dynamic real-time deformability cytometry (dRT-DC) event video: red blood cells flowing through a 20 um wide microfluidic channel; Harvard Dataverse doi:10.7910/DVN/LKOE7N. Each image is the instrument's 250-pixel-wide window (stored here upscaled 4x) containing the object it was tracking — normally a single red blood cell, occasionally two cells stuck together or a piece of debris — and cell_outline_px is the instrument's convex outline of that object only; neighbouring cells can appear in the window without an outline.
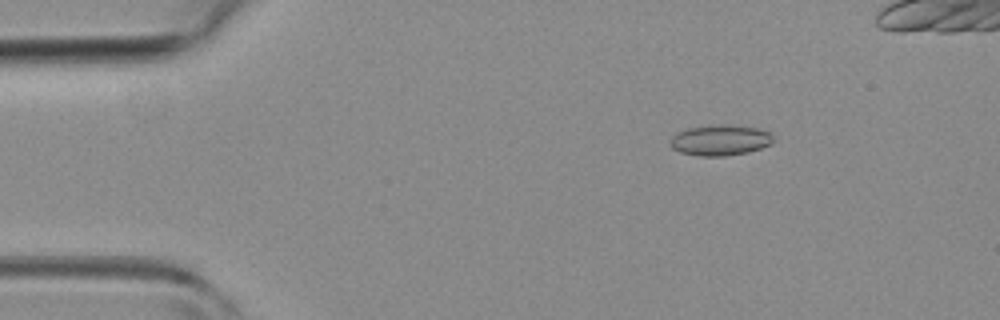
{"species": "common noctule bat (a hibernating species)", "species_latin": "Nyctalus noctula", "temperature_condition": "room temperature", "stored_images_in_passage": 3, "camera_frame_rate_fps": 3000, "um_per_image_px": 0.085, "animal": {"sex": "female", "body_mass_g": 19.3, "forearm_length_mm": 54.1}, "frame": {"image": 1, "passage_image": 1, "time_ms": 0.0, "image_size_px": [1000, 320], "cell_outline_px": [[772, 144], [748, 152], [724, 156], [700, 156], [680, 152], [672, 148], [668, 144], [668, 140], [672, 136], [688, 128], [724, 124], [756, 128], [768, 132], [772, 136]], "centroid_in_image_um": [61.18, 11.93], "position_along_channel_um": 23.8, "area_um2": 18.26}}